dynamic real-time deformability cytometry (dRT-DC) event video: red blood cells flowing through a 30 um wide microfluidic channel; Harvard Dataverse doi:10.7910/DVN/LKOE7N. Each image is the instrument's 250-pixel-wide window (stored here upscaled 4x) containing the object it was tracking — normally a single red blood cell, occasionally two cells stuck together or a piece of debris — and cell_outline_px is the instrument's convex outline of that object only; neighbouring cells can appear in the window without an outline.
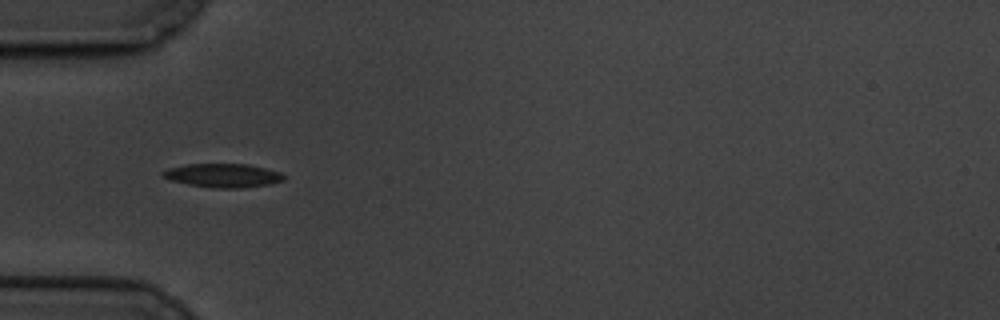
{"species": "common noctule bat (a hibernating species)", "species_latin": "Nyctalus noctula", "temperature_condition": "cold", "stored_images_in_passage": 6, "camera_frame_rate_fps": 3000, "um_per_image_px": 0.085, "animal": {"sex": "male", "body_mass_g": 19.5, "forearm_length_mm": 54.6}, "frame": {"image": 1, "passage_image": 6, "time_ms": 5.667, "image_size_px": [1000, 320], "cell_outline_px": [[284, 180], [268, 184], [244, 188], [216, 188], [188, 184], [168, 180], [160, 176], [160, 172], [168, 168], [184, 164], [248, 164], [280, 172], [284, 176]], "centroid_in_image_um": [18.88, 14.91], "position_along_channel_um": 66.1, "area_um2": 16.82}}